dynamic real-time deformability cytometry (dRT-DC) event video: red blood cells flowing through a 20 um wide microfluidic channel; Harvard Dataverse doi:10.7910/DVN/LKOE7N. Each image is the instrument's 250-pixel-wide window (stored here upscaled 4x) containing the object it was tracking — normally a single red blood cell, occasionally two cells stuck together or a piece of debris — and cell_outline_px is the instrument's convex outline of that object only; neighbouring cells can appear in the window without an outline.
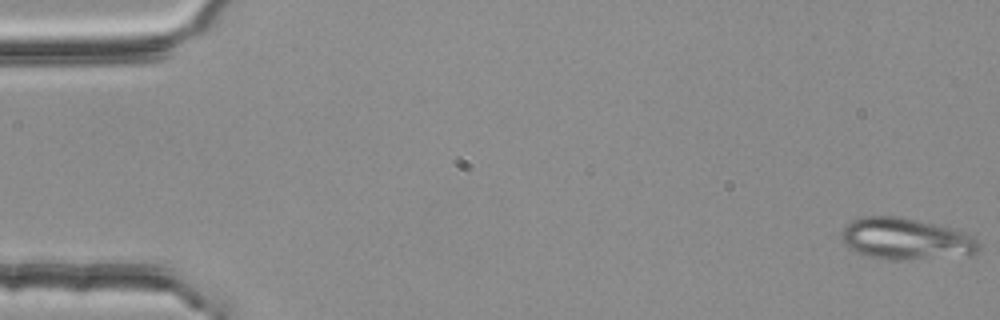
{"species": "common noctule bat (a hibernating species)", "species_latin": "Nyctalus noctula", "temperature_condition": "room temperature", "stored_images_in_passage": 4, "segment_of_instrument_passage": [1, 2], "camera_frame_rate_fps": 3000, "um_per_image_px": 0.085, "animal": {"sex": "female", "body_mass_g": 25.1}, "frame": {"image": 1, "passage_image": 1, "time_ms": 0.0, "image_size_px": [1000, 320], "cell_outline_px": [[980, 248], [972, 256], [900, 260], [888, 260], [868, 256], [856, 252], [848, 248], [844, 244], [840, 236], [840, 232], [852, 220], [864, 216], [896, 216], [948, 228], [964, 232], [972, 236], [976, 240]], "centroid_in_image_um": [76.97, 20.34], "position_along_channel_um": 8.0, "area_um2": 33.23}}